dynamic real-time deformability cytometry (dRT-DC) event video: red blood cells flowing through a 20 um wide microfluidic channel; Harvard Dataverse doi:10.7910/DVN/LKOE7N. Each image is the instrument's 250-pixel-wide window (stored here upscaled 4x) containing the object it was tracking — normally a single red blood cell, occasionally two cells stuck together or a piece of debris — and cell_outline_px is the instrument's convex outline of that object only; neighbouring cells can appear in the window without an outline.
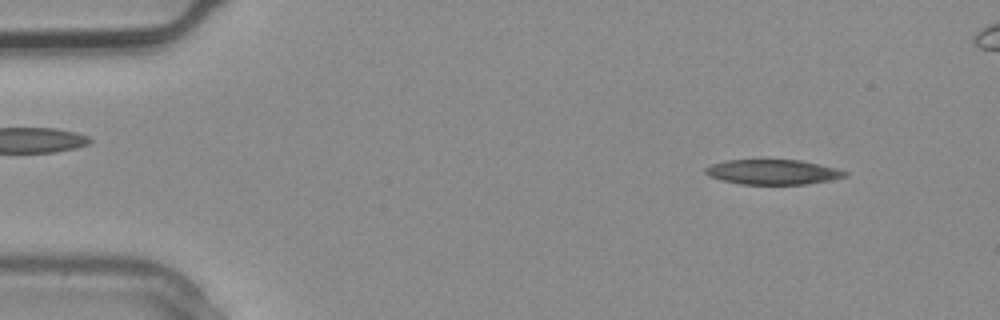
{"species": "common noctule bat (a hibernating species)", "species_latin": "Nyctalus noctula", "temperature_condition": "warm", "stored_images_in_passage": 3, "segment_of_instrument_passage": [2, 2], "camera_frame_rate_fps": 3000, "um_per_image_px": 0.085, "animal": {"sex": "male", "body_mass_g": 20.4}, "frame": {"image": 1, "passage_image": 3, "time_ms": 0.667, "image_size_px": [1000, 320], "cell_outline_px": [[848, 176], [832, 180], [808, 184], [740, 184], [720, 180], [708, 176], [704, 172], [704, 168], [712, 164], [724, 160], [800, 160], [820, 164], [836, 168], [848, 172]], "centroid_in_image_um": [65.69, 14.62], "position_along_channel_um": 19.3, "area_um2": 20.46}}